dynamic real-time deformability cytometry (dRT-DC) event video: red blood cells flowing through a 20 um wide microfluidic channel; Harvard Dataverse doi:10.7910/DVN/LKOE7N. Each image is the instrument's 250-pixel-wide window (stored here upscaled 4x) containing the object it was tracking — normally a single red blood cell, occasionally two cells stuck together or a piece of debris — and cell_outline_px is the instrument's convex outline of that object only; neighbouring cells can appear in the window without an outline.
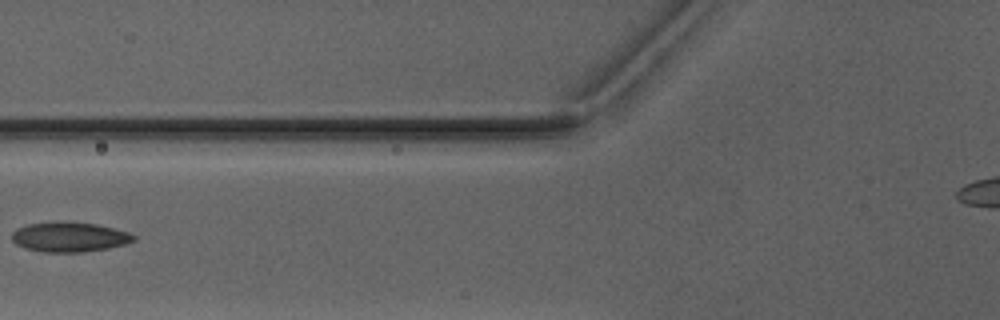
{"species": "Egyptian fruit bat (a non-hibernating species)", "species_latin": "Rousettus aegyptiacus", "temperature_condition": "warm", "stored_images_in_passage": 3, "segment_of_instrument_passage": [1, 2], "camera_frame_rate_fps": 3000, "um_per_image_px": 0.085, "animal": {"sex": "male"}, "frame": {"image": 1, "passage_image": 2, "time_ms": 1.667, "image_size_px": [1000, 320], "cell_outline_px": [[136, 240], [124, 244], [108, 248], [84, 252], [44, 252], [24, 248], [16, 244], [12, 240], [12, 232], [16, 228], [28, 224], [64, 220], [96, 224], [128, 232], [136, 236]], "centroid_in_image_um": [5.88, 20.13], "position_along_channel_um": 119.9, "area_um2": 21.39}}